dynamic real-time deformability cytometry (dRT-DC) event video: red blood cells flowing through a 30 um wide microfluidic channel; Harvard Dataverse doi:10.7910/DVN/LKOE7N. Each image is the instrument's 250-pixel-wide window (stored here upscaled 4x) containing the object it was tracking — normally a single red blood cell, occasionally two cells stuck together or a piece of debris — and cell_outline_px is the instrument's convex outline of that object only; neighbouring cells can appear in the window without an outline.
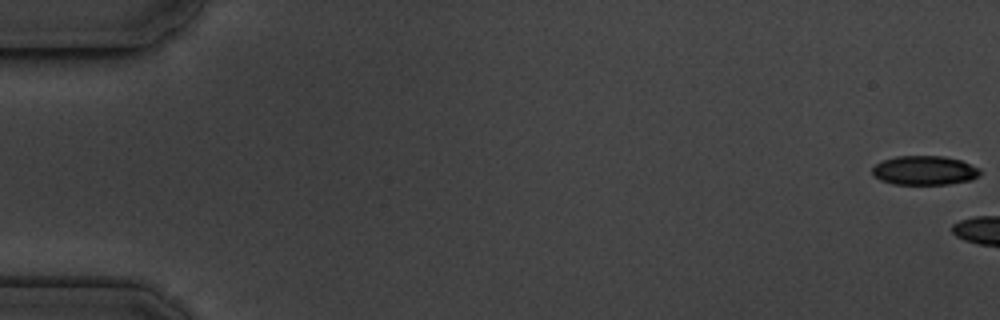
{"species": "common noctule bat (a hibernating species)", "species_latin": "Nyctalus noctula", "temperature_condition": "cold", "stored_images_in_passage": 7, "camera_frame_rate_fps": 3000, "um_per_image_px": 0.085, "animal": {"sex": "male", "body_mass_g": 19.5, "forearm_length_mm": 54.6}, "frame": {"image": 1, "passage_image": 1, "time_ms": 0.0, "image_size_px": [1000, 320], "cell_outline_px": [[980, 176], [972, 180], [948, 184], [892, 184], [880, 180], [872, 176], [872, 168], [876, 164], [884, 160], [896, 156], [944, 156], [960, 160], [980, 168]], "centroid_in_image_um": [78.58, 14.49], "position_along_channel_um": 6.4, "area_um2": 18.44}}
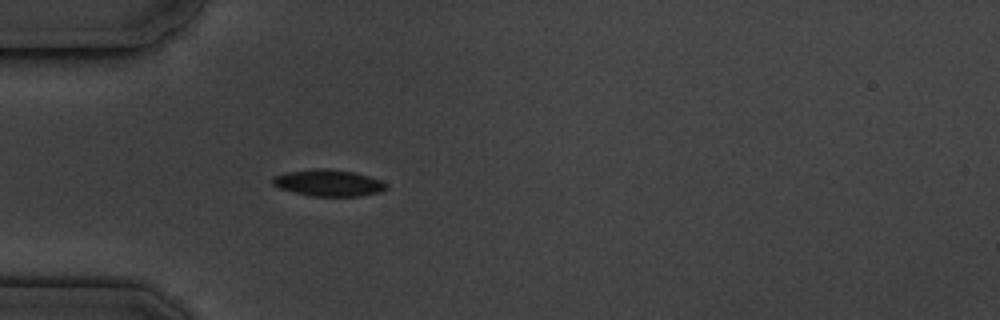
{"frame": {"image": 2, "passage_image": 7, "time_ms": 6.667, "image_size_px": [1000, 320], "cell_outline_px": [[388, 188], [380, 192], [360, 196], [312, 196], [292, 192], [280, 188], [272, 184], [272, 176], [284, 172], [316, 168], [324, 168], [352, 172], [368, 176], [380, 180], [388, 184]], "centroid_in_image_um": [27.89, 15.55], "position_along_channel_um": 57.1, "area_um2": 17.69}}